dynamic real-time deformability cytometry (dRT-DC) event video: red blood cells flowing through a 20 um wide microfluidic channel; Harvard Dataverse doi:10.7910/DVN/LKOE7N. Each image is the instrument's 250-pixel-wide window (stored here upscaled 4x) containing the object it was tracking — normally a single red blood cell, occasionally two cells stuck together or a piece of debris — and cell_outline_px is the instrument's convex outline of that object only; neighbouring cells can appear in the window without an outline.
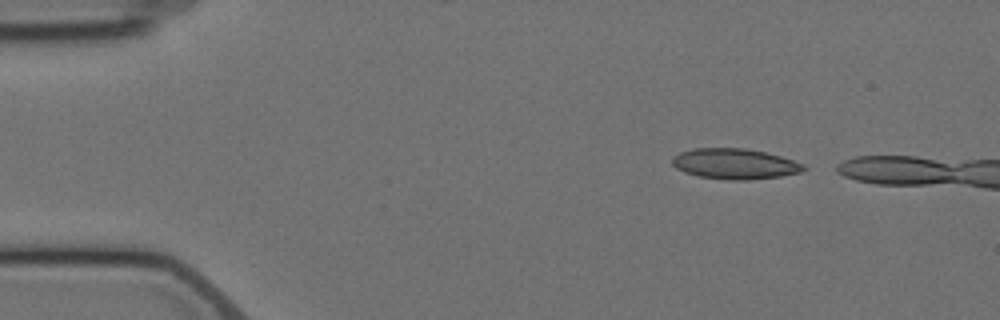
{"species": "Egyptian fruit bat (a non-hibernating species)", "species_latin": "Rousettus aegyptiacus", "temperature_condition": "cold", "stored_images_in_passage": 4, "camera_frame_rate_fps": 3000, "um_per_image_px": 0.085, "animal": {"sex": "female"}, "frame": {"image": 1, "passage_image": 1, "time_ms": 0.0, "image_size_px": [1000, 320], "cell_outline_px": [[808, 168], [800, 172], [780, 176], [744, 180], [728, 180], [696, 176], [684, 172], [676, 168], [672, 164], [672, 156], [680, 152], [692, 148], [744, 148], [764, 152], [780, 156], [804, 164]], "centroid_in_image_um": [62.41, 13.92], "position_along_channel_um": 22.6, "area_um2": 23.41}}